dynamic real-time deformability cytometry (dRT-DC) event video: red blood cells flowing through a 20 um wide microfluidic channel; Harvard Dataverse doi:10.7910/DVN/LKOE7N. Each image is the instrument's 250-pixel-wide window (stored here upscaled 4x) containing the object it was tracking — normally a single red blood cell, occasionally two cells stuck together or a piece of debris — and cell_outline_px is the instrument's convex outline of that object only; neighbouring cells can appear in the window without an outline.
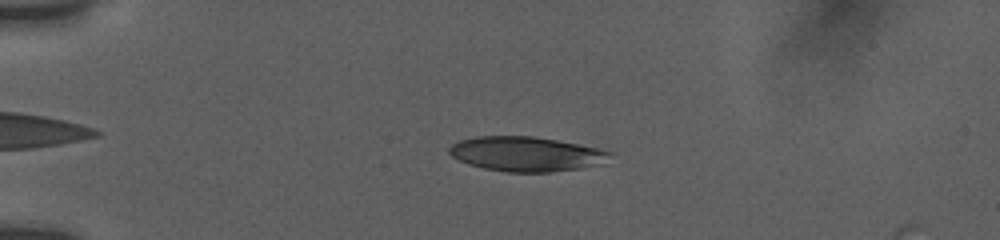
{"species": "human", "species_latin": "Homo sapiens", "temperature_condition": "room temperature", "stored_images_in_passage": 10, "camera_frame_rate_fps": 3000, "um_per_image_px": 0.085, "donor": {"sex": "female"}, "frame": {"image": 1, "passage_image": 5, "time_ms": 2.667, "image_size_px": [1000, 240], "cell_outline_px": [[612, 152], [604, 164], [580, 168], [548, 172], [504, 172], [484, 168], [468, 164], [452, 156], [448, 152], [448, 148], [452, 144], [460, 140], [476, 136], [532, 136], [556, 140], [600, 148]], "centroid_in_image_um": [44.72, 13.09], "position_along_channel_um": 40.3, "area_um2": 32.48}}
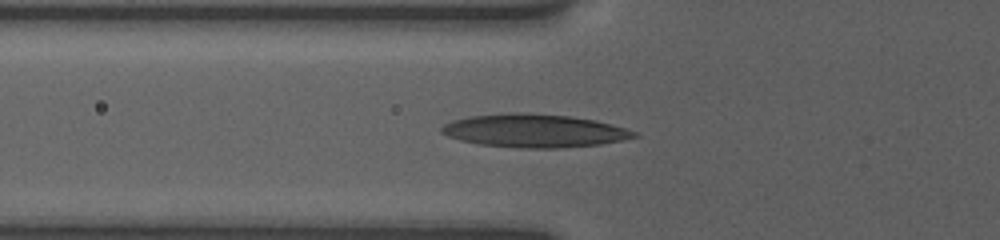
{"frame": {"image": 2, "passage_image": 9, "time_ms": 5.0, "image_size_px": [1000, 240], "cell_outline_px": [[640, 136], [600, 144], [556, 148], [520, 148], [480, 144], [460, 140], [448, 136], [440, 132], [440, 128], [444, 124], [452, 120], [468, 116], [568, 116], [596, 120], [624, 128], [636, 132]], "centroid_in_image_um": [45.43, 11.17], "position_along_channel_um": 80.4, "area_um2": 35.55}}